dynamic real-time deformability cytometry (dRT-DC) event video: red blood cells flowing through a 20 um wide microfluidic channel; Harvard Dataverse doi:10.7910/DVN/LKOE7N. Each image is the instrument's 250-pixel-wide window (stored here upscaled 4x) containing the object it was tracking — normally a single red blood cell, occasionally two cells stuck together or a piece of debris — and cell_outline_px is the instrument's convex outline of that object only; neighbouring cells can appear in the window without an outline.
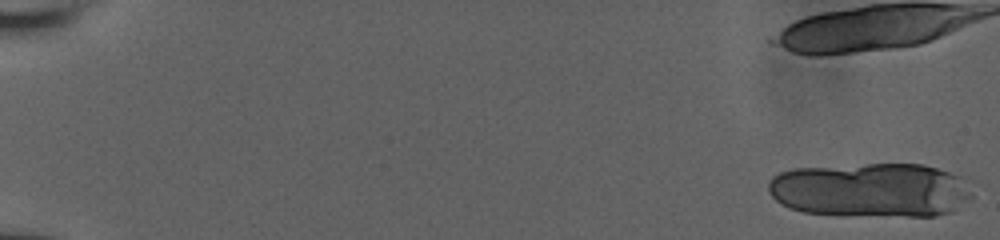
{"species": "human", "species_latin": "Homo sapiens", "temperature_condition": "room temperature", "stored_images_in_passage": 19, "camera_frame_rate_fps": 3000, "um_per_image_px": 0.085, "donor": {"sex": "male"}, "frame": {"image": 1, "passage_image": 1, "time_ms": 0.0, "image_size_px": [1000, 240], "cell_outline_px": [[972, 200], [952, 212], [936, 216], [844, 216], [804, 212], [788, 208], [780, 204], [768, 192], [768, 180], [772, 176], [780, 172], [792, 168], [868, 164], [924, 164], [960, 176], [972, 196]], "centroid_in_image_um": [73.98, 16.17], "position_along_channel_um": 11.0, "area_um2": 65.49}}